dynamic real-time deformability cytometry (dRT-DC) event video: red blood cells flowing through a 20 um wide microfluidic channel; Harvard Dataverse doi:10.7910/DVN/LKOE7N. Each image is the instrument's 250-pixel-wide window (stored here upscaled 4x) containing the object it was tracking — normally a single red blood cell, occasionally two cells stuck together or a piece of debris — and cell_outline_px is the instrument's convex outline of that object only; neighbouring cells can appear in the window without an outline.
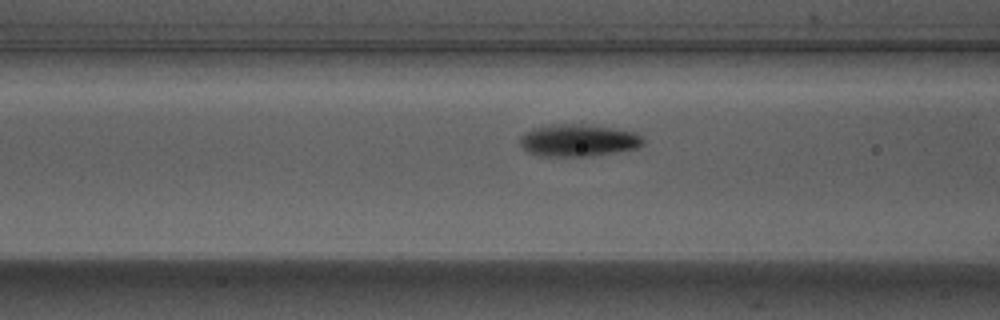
{"species": "Egyptian fruit bat (a non-hibernating species)", "species_latin": "Rousettus aegyptiacus", "temperature_condition": "warm", "stored_images_in_passage": 9, "camera_frame_rate_fps": 3000, "um_per_image_px": 0.085, "animal": {"sex": "male"}, "frame": {"image": 1, "passage_image": 8, "time_ms": 2.333, "image_size_px": [1000, 320], "cell_outline_px": [[644, 144], [636, 148], [592, 156], [540, 156], [528, 152], [520, 144], [520, 136], [524, 132], [532, 128], [552, 124], [584, 124], [636, 132], [644, 140]], "centroid_in_image_um": [49.12, 11.93], "position_along_channel_um": 117.5, "area_um2": 23.06}}